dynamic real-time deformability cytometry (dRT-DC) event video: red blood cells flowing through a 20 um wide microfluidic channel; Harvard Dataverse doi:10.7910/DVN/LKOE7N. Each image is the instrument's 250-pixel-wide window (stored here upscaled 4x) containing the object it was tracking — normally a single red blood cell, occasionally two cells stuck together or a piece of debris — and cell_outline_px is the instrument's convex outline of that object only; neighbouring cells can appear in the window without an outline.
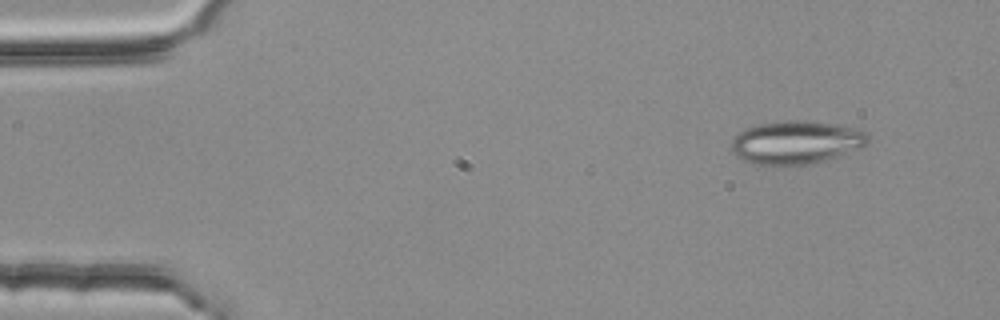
{"species": "common noctule bat (a hibernating species)", "species_latin": "Nyctalus noctula", "temperature_condition": "room temperature", "stored_images_in_passage": 2, "camera_frame_rate_fps": 3000, "um_per_image_px": 0.085, "animal": {"sex": "female", "body_mass_g": 25.1}, "frame": {"image": 1, "passage_image": 1, "time_ms": 0.0, "image_size_px": [1000, 320], "cell_outline_px": [[868, 144], [836, 156], [812, 164], [752, 164], [740, 160], [732, 152], [732, 140], [740, 132], [748, 128], [760, 124], [788, 120], [804, 120], [832, 124], [852, 128], [868, 132]], "centroid_in_image_um": [67.64, 12.1], "position_along_channel_um": 17.4, "area_um2": 33.81}}